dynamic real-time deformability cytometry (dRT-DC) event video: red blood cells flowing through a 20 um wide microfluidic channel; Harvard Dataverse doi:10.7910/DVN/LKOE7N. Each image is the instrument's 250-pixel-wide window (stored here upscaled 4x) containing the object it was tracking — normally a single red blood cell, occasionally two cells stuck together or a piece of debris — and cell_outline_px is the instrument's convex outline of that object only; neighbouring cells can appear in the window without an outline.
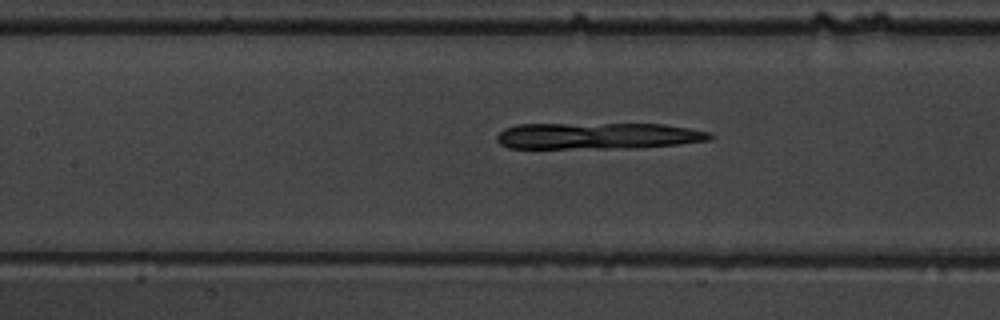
{"species": "common noctule bat (a hibernating species)", "species_latin": "Nyctalus noctula", "temperature_condition": "warm", "stored_images_in_passage": 53, "camera_frame_rate_fps": 3000, "um_per_image_px": 0.085, "animal": {"sex": "male", "body_mass_g": 19.5, "forearm_length_mm": 54.6}, "frame": {"image": 1, "passage_image": 25, "time_ms": 8.0, "image_size_px": [1000, 320], "cell_outline_px": [[712, 140], [680, 144], [636, 148], [508, 148], [500, 144], [496, 140], [496, 136], [504, 128], [516, 124], [664, 124], [688, 128], [708, 132], [712, 136]], "centroid_in_image_um": [50.79, 11.55], "position_along_channel_um": 156.6, "area_um2": 33.0}}
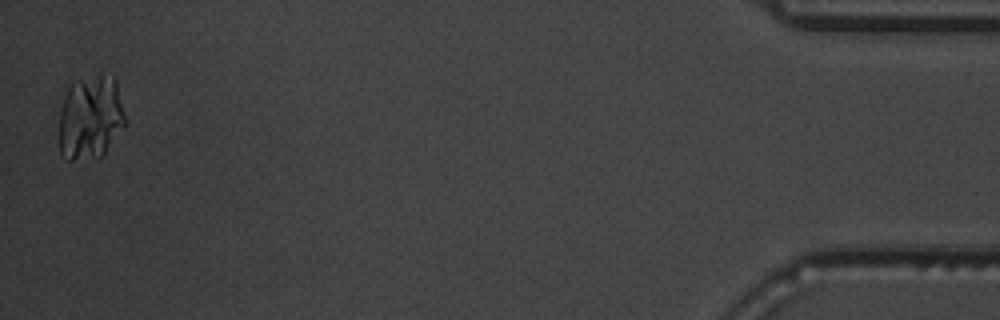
{"frame": {"image": 2, "passage_image": 53, "time_ms": 17.333, "image_size_px": [1000, 320], "cell_outline_px": [[124, 124], [100, 160], [68, 160], [60, 156], [60, 112], [68, 88], [72, 84], [80, 80], [116, 80], [124, 112]], "centroid_in_image_um": [7.66, 10.14], "position_along_channel_um": 427.5, "area_um2": 31.39}}